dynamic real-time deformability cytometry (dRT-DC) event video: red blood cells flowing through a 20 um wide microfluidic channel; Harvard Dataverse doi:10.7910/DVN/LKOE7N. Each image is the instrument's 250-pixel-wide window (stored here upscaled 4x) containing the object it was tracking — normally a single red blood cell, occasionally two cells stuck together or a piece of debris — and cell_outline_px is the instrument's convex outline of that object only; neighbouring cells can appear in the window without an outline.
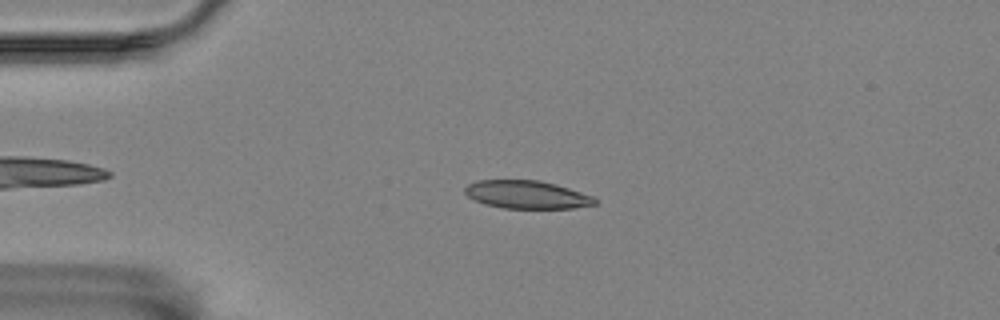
{"species": "Egyptian fruit bat (a non-hibernating species)", "species_latin": "Rousettus aegyptiacus", "temperature_condition": "room temperature", "stored_images_in_passage": 4, "camera_frame_rate_fps": 3000, "um_per_image_px": 0.085, "animal": {"sex": "female"}, "frame": {"image": 1, "passage_image": 2, "time_ms": 2.667, "image_size_px": [1000, 320], "cell_outline_px": [[596, 204], [572, 208], [504, 208], [484, 204], [472, 200], [464, 192], [464, 188], [468, 184], [476, 180], [540, 180], [556, 184], [592, 196], [596, 200]], "centroid_in_image_um": [44.72, 16.54], "position_along_channel_um": 40.3, "area_um2": 21.21}}
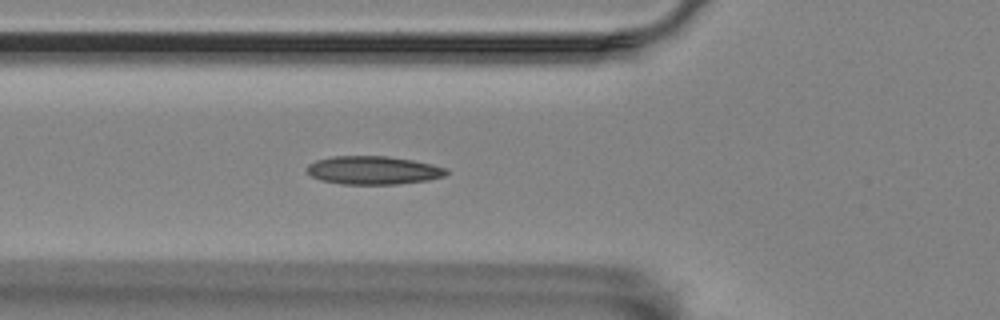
{"frame": {"image": 2, "passage_image": 4, "time_ms": 5.0, "image_size_px": [1000, 320], "cell_outline_px": [[448, 172], [444, 176], [428, 180], [396, 184], [340, 184], [320, 180], [312, 176], [308, 172], [308, 164], [316, 160], [332, 156], [388, 156], [412, 160], [432, 164], [448, 168]], "centroid_in_image_um": [31.74, 14.47], "position_along_channel_um": 94.1, "area_um2": 23.0}}